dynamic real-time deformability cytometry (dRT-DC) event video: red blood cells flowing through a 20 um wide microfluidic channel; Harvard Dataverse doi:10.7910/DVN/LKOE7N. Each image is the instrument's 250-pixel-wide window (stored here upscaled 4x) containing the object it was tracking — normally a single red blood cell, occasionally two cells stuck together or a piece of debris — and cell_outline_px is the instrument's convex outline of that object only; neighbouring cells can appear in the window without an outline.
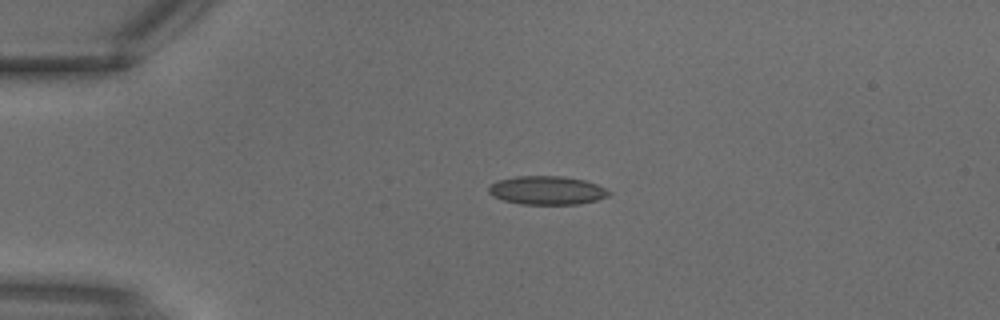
{"species": "common noctule bat (a hibernating species)", "species_latin": "Nyctalus noctula", "temperature_condition": "warm", "stored_images_in_passage": 3, "camera_frame_rate_fps": 3000, "um_per_image_px": 0.085, "animal": {"sex": "male", "body_mass_g": 18.8}, "frame": {"image": 1, "passage_image": 2, "time_ms": 0.333, "image_size_px": [1000, 320], "cell_outline_px": [[612, 192], [608, 196], [596, 200], [580, 204], [520, 204], [504, 200], [492, 196], [488, 192], [488, 188], [492, 184], [500, 180], [516, 176], [564, 176], [584, 180], [596, 184]], "centroid_in_image_um": [46.5, 16.18], "position_along_channel_um": 38.5, "area_um2": 19.94}}
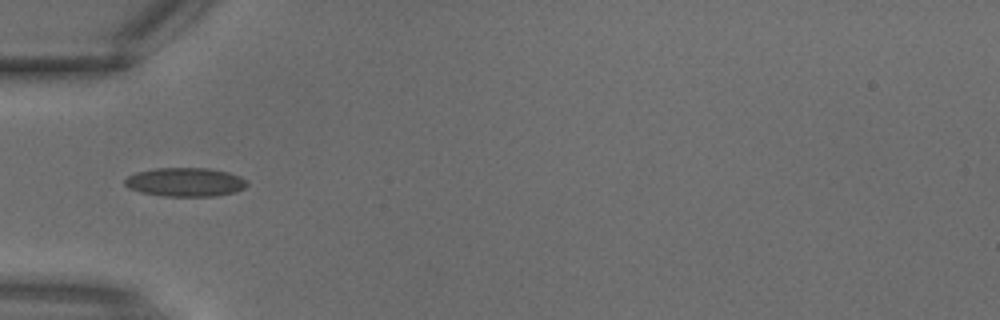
{"frame": {"image": 2, "passage_image": 3, "time_ms": 0.667, "image_size_px": [1000, 320], "cell_outline_px": [[248, 184], [244, 188], [236, 192], [216, 196], [164, 196], [140, 192], [128, 188], [124, 184], [124, 180], [128, 176], [136, 172], [156, 168], [208, 168], [228, 172], [240, 176], [248, 180]], "centroid_in_image_um": [15.76, 15.48], "position_along_channel_um": 69.2, "area_um2": 20.69}}